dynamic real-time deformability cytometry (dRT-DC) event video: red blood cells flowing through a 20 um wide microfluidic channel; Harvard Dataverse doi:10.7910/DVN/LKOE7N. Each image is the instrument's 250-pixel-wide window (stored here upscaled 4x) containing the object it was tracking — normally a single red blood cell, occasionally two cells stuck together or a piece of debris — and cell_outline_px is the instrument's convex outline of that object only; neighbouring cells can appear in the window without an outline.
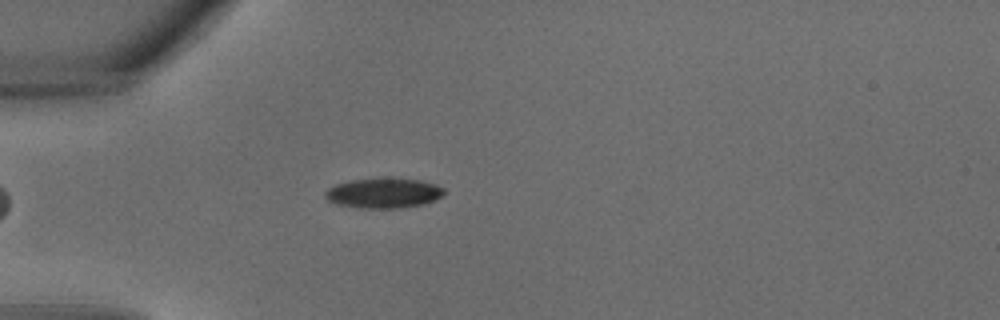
{"species": "common noctule bat (a hibernating species)", "species_latin": "Nyctalus noctula", "temperature_condition": "warm", "stored_images_in_passage": 24, "camera_frame_rate_fps": 3000, "um_per_image_px": 0.085, "animal": {"sex": "male", "body_mass_g": 18.8}, "frame": {"image": 1, "passage_image": 2, "time_ms": 0.333, "image_size_px": [1000, 320], "cell_outline_px": [[444, 192], [436, 200], [424, 204], [400, 208], [360, 208], [336, 204], [328, 200], [324, 196], [324, 192], [328, 188], [336, 184], [352, 180], [384, 176], [420, 180], [436, 184], [444, 188]], "centroid_in_image_um": [32.6, 16.39], "position_along_channel_um": 52.4, "area_um2": 21.27}}
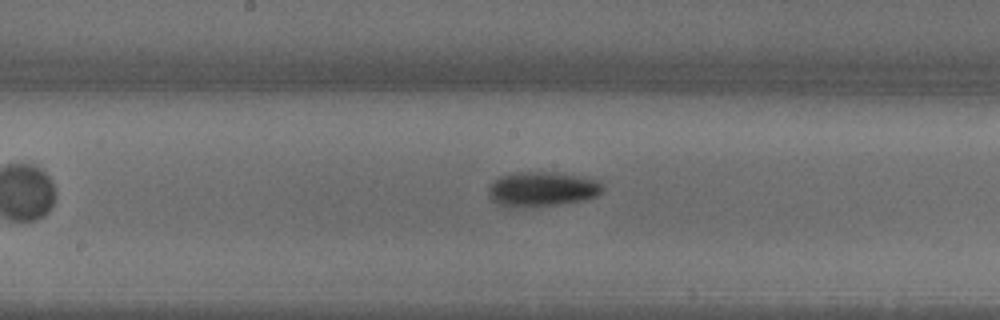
{"frame": {"image": 2, "passage_image": 10, "time_ms": 3.0, "image_size_px": [1000, 320], "cell_outline_px": [[604, 188], [596, 196], [584, 200], [556, 204], [520, 208], [512, 208], [500, 204], [492, 200], [488, 192], [488, 188], [500, 176], [516, 172], [556, 172], [584, 176], [600, 180]], "centroid_in_image_um": [46.11, 16.06], "position_along_channel_um": 202.1, "area_um2": 23.24}}
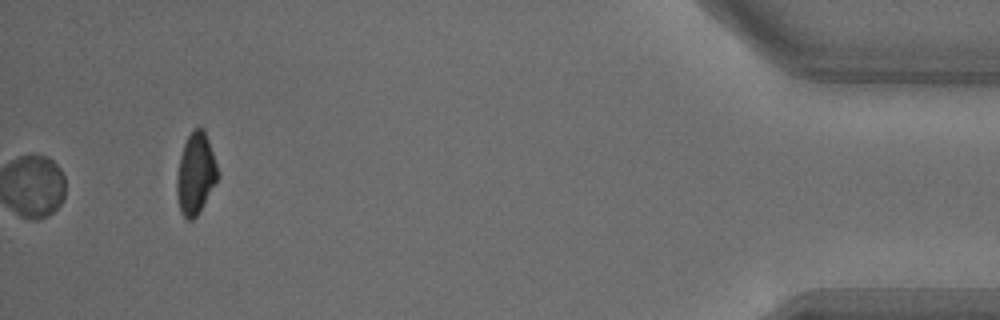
{"frame": {"image": 3, "passage_image": 24, "time_ms": 7.667, "image_size_px": [1000, 320], "cell_outline_px": [[220, 176], [200, 212], [192, 220], [188, 220], [180, 212], [176, 196], [176, 176], [180, 156], [184, 144], [192, 128], [204, 128]], "centroid_in_image_um": [16.62, 14.79], "position_along_channel_um": 418.6, "area_um2": 19.59}}